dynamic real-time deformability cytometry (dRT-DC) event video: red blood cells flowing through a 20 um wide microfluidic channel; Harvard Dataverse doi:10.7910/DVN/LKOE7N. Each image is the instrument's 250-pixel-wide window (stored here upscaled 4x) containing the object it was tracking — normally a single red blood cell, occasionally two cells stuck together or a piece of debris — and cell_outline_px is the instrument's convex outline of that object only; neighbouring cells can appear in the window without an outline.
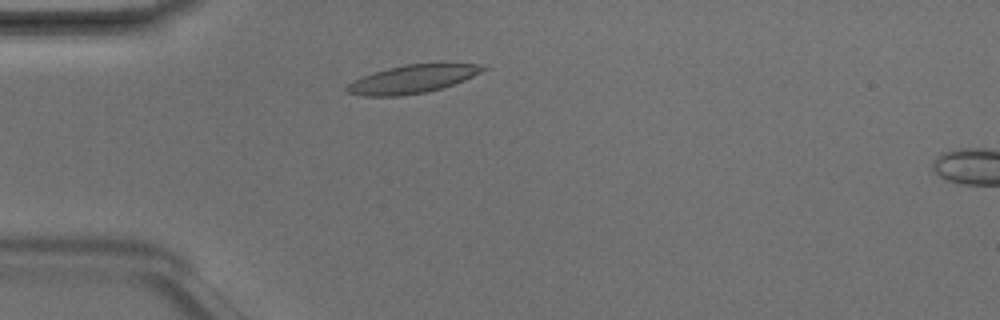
{"species": "Egyptian fruit bat (a non-hibernating species)", "species_latin": "Rousettus aegyptiacus", "temperature_condition": "room temperature", "stored_images_in_passage": 3, "camera_frame_rate_fps": 3000, "um_per_image_px": 0.085, "animal": {"sex": "male"}, "frame": {"image": 1, "passage_image": 2, "time_ms": 0.333, "image_size_px": [1000, 320], "cell_outline_px": [[488, 68], [464, 80], [440, 88], [424, 92], [400, 96], [360, 96], [348, 92], [344, 88], [352, 80], [388, 68], [404, 64], [480, 64]], "centroid_in_image_um": [35.0, 6.73], "position_along_channel_um": 50.0, "area_um2": 21.91}}